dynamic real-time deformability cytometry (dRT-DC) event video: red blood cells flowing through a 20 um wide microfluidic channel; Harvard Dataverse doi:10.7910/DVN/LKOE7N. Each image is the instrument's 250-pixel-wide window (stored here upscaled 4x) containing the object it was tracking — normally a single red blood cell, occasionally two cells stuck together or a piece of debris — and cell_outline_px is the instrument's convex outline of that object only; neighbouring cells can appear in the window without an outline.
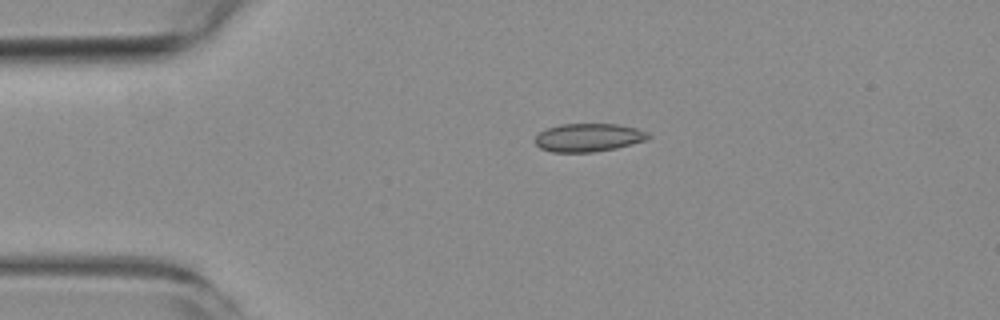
{"species": "common noctule bat (a hibernating species)", "species_latin": "Nyctalus noctula", "temperature_condition": "room temperature", "stored_images_in_passage": 2, "camera_frame_rate_fps": 3000, "um_per_image_px": 0.085, "animal": {"sex": "female", "body_mass_g": 19.3, "forearm_length_mm": 54.1}, "frame": {"image": 1, "passage_image": 1, "time_ms": 0.0, "image_size_px": [1000, 320], "cell_outline_px": [[652, 136], [648, 140], [616, 148], [592, 152], [552, 152], [540, 148], [536, 144], [536, 136], [540, 132], [548, 128], [560, 124], [620, 124], [636, 128], [648, 132]], "centroid_in_image_um": [50.06, 11.69], "position_along_channel_um": 34.9, "area_um2": 18.67}}